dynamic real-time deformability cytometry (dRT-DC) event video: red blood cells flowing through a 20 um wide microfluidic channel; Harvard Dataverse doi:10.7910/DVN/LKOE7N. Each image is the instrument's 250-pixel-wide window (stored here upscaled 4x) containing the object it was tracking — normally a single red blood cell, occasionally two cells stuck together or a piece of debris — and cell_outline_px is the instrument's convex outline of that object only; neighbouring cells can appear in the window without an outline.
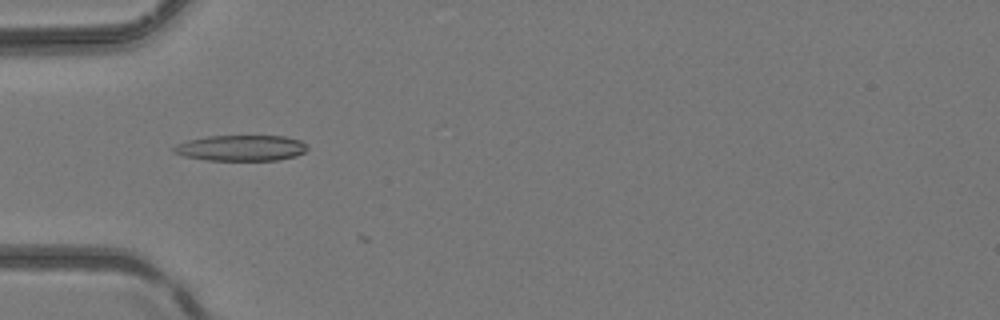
{"species": "common noctule bat (a hibernating species)", "species_latin": "Nyctalus noctula", "temperature_condition": "room temperature", "stored_images_in_passage": 6, "camera_frame_rate_fps": 3000, "um_per_image_px": 0.085, "animal": {"sex": "female", "body_mass_g": 24.6, "forearm_length_mm": 56.2}, "frame": {"image": 1, "passage_image": 5, "time_ms": 1.333, "image_size_px": [1000, 320], "cell_outline_px": [[308, 148], [304, 152], [296, 156], [276, 160], [208, 160], [184, 156], [172, 152], [172, 148], [176, 144], [188, 140], [208, 136], [284, 136], [300, 140]], "centroid_in_image_um": [20.46, 12.58], "position_along_channel_um": 64.5, "area_um2": 20.0}}
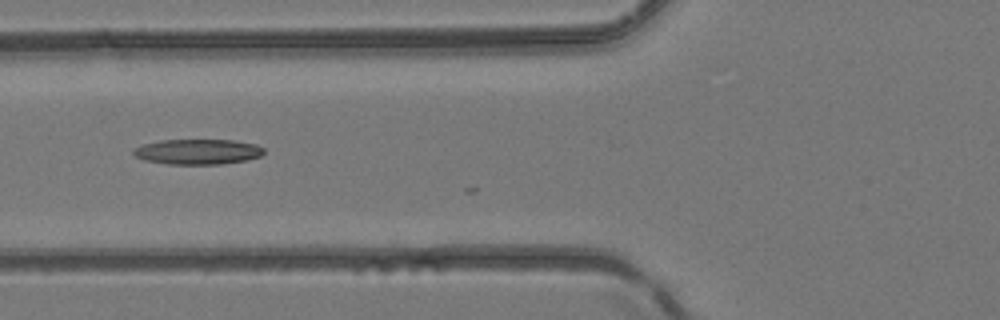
{"frame": {"image": 2, "passage_image": 6, "time_ms": 1.667, "image_size_px": [1000, 320], "cell_outline_px": [[264, 152], [260, 156], [248, 160], [220, 164], [168, 164], [144, 160], [136, 156], [132, 152], [136, 148], [144, 144], [160, 140], [236, 140], [256, 144], [264, 148]], "centroid_in_image_um": [16.85, 12.89], "position_along_channel_um": 109.0, "area_um2": 19.19}}